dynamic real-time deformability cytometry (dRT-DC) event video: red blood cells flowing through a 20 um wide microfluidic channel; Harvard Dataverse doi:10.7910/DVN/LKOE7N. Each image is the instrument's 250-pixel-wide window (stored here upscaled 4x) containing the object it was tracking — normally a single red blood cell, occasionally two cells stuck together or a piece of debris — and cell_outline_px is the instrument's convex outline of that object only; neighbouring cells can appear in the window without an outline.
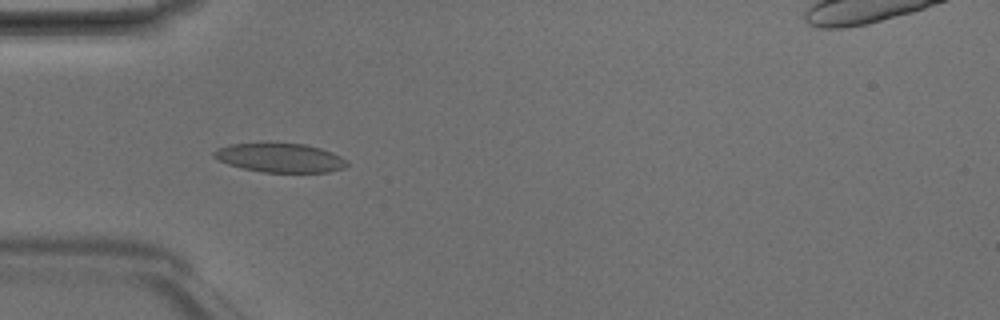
{"species": "Egyptian fruit bat (a non-hibernating species)", "species_latin": "Rousettus aegyptiacus", "temperature_condition": "room temperature", "stored_images_in_passage": 6, "camera_frame_rate_fps": 3000, "um_per_image_px": 0.085, "animal": {"sex": "male"}, "frame": {"image": 1, "passage_image": 5, "time_ms": 1.333, "image_size_px": [1000, 320], "cell_outline_px": [[348, 164], [344, 168], [328, 172], [264, 172], [244, 168], [228, 164], [212, 156], [212, 152], [216, 148], [228, 144], [304, 144], [320, 148], [332, 152], [348, 160]], "centroid_in_image_um": [23.82, 13.42], "position_along_channel_um": 61.2, "area_um2": 22.25}}